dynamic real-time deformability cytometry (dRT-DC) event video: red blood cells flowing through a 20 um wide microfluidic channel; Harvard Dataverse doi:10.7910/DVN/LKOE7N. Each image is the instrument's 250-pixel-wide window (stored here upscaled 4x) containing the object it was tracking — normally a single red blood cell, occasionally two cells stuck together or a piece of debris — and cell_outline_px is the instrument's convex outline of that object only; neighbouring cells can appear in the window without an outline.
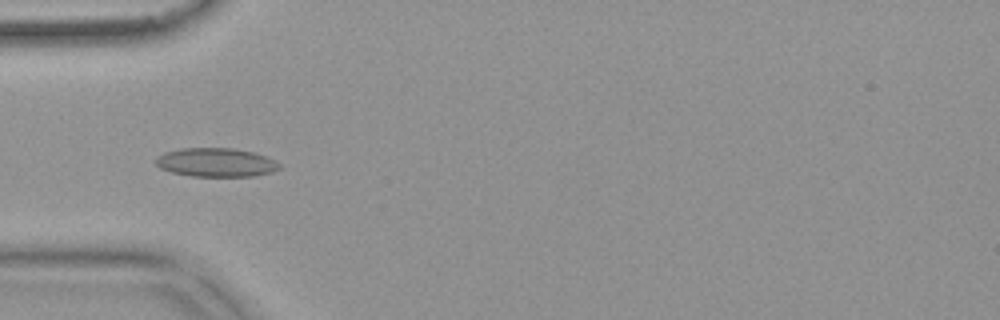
{"species": "common noctule bat (a hibernating species)", "species_latin": "Nyctalus noctula", "temperature_condition": "warm", "stored_images_in_passage": 54, "camera_frame_rate_fps": 3000, "um_per_image_px": 0.085, "animal": {"sex": "female", "body_mass_g": 18.4}, "frame": {"image": 1, "passage_image": 17, "time_ms": 5.333, "image_size_px": [1000, 320], "cell_outline_px": [[284, 168], [272, 172], [252, 176], [192, 176], [172, 172], [160, 168], [156, 164], [156, 156], [164, 152], [180, 148], [232, 148], [252, 152], [268, 156], [280, 164]], "centroid_in_image_um": [18.38, 13.8], "position_along_channel_um": 66.6, "area_um2": 20.87}}
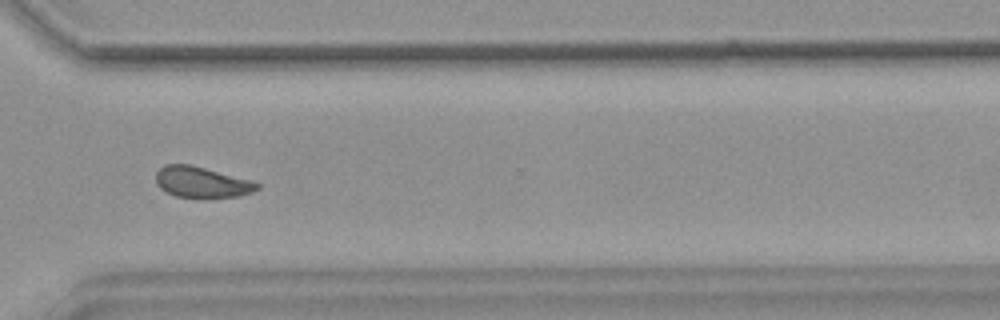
{"frame": {"image": 2, "passage_image": 40, "time_ms": 13.0, "image_size_px": [1000, 320], "cell_outline_px": [[260, 188], [252, 192], [240, 196], [208, 200], [200, 200], [176, 196], [160, 188], [156, 184], [156, 172], [164, 164], [192, 164], [252, 180], [260, 184]], "centroid_in_image_um": [17.18, 15.52], "position_along_channel_um": 353.4, "area_um2": 19.07}}
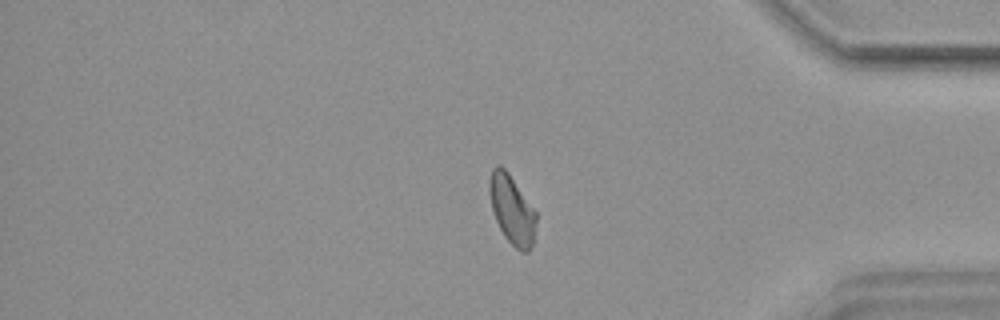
{"frame": {"image": 3, "passage_image": 45, "time_ms": 14.667, "image_size_px": [1000, 320], "cell_outline_px": [[536, 220], [532, 244], [528, 252], [520, 252], [504, 236], [496, 220], [492, 208], [488, 192], [488, 180], [492, 168], [496, 164], [500, 164], [508, 172], [536, 212]], "centroid_in_image_um": [43.48, 17.78], "position_along_channel_um": 391.7, "area_um2": 18.67}, "authors_computed_cell_mechanics": {"area_um2": 19.0162, "velocity_mm_per_s": 3.7445, "shape_relaxation_time_tau1_ms": 10.4716, "shape_relaxation_time_tau2_ms": 2.0476, "deformation_change_tau1": 0.1602, "deformation_change_tau2": 0.0547}}